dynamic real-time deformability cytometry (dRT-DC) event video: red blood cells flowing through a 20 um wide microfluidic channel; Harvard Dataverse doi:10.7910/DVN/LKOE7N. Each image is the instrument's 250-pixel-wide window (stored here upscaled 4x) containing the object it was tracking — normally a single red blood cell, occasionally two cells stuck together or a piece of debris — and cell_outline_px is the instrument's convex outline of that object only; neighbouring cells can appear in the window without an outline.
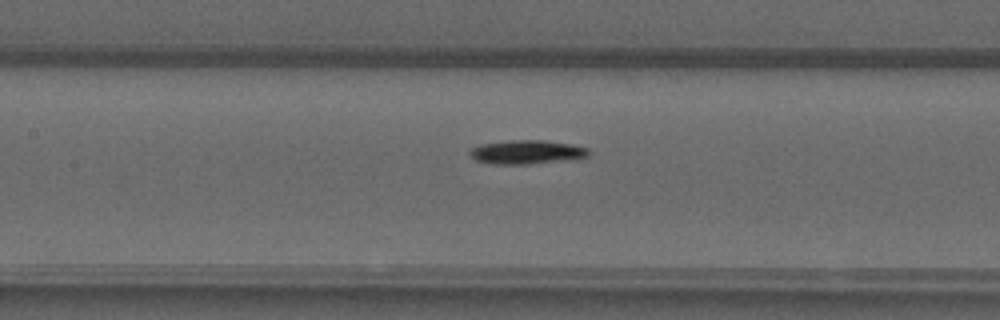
{"species": "common noctule bat (a hibernating species)", "species_latin": "Nyctalus noctula", "temperature_condition": "warm", "stored_images_in_passage": 39, "camera_frame_rate_fps": 3000, "um_per_image_px": 0.085, "animal": {"sex": "male", "forearm_length_mm": 52.5}, "frame": {"image": 1, "passage_image": 12, "time_ms": 3.667, "image_size_px": [1000, 320], "cell_outline_px": [[592, 152], [588, 156], [576, 160], [528, 164], [492, 164], [476, 160], [468, 152], [472, 148], [480, 144], [508, 140], [544, 140], [568, 144], [588, 148]], "centroid_in_image_um": [44.82, 12.93], "position_along_channel_um": 162.6, "area_um2": 16.76}}
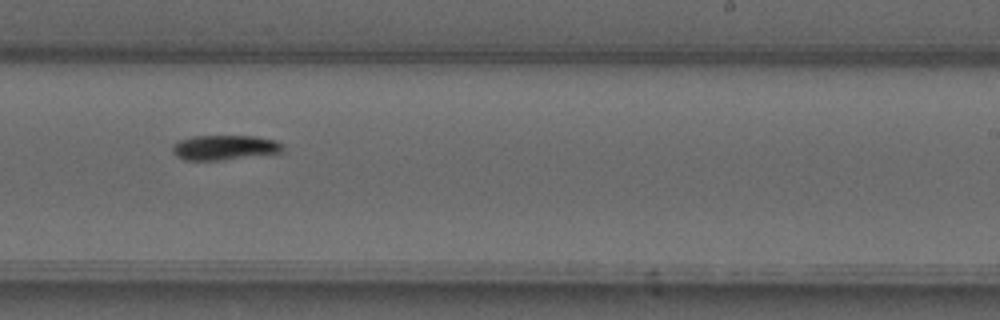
{"frame": {"image": 2, "passage_image": 20, "time_ms": 6.333, "image_size_px": [1000, 320], "cell_outline_px": [[284, 152], [224, 160], [184, 160], [176, 156], [172, 152], [172, 144], [180, 140], [192, 136], [256, 136], [276, 140], [284, 148]], "centroid_in_image_um": [19.08, 12.54], "position_along_channel_um": 269.9, "area_um2": 16.13}}
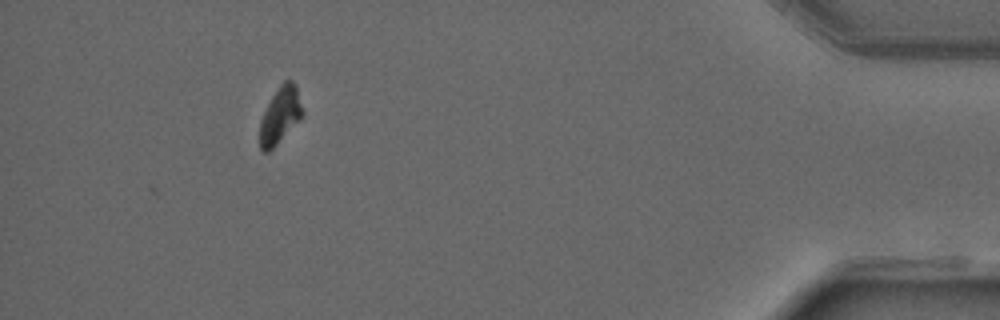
{"frame": {"image": 3, "passage_image": 35, "time_ms": 11.333, "image_size_px": [1000, 320], "cell_outline_px": [[304, 116], [268, 152], [264, 152], [260, 148], [260, 120], [272, 96], [280, 84], [284, 80], [292, 80], [296, 84], [304, 112]], "centroid_in_image_um": [23.84, 9.77], "position_along_channel_um": 411.4, "area_um2": 13.99}, "authors_computed_cell_mechanics": {"area_um2": 15.4326, "velocity_mm_per_s": 4.05, "shape_relaxation_time_tau1_ms": 2.9892, "shape_relaxation_time_tau2_ms": null, "deformation_change_tau1": 0.1414, "deformation_change_tau2": null}}